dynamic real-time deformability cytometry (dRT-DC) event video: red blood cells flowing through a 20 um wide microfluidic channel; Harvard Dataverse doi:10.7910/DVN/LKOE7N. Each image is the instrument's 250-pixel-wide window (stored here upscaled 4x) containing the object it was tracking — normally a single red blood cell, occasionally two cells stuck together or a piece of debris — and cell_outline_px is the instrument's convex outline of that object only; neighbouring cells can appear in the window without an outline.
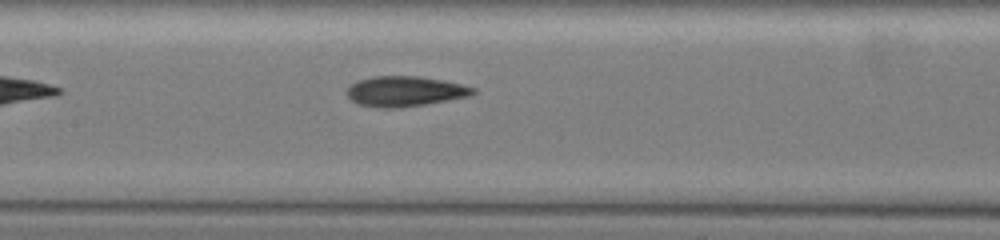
{"species": "common noctule bat (a hibernating species)", "species_latin": "Nyctalus noctula", "temperature_condition": "warm", "stored_images_in_passage": 14, "camera_frame_rate_fps": 3000, "um_per_image_px": 0.085, "animal": {"sex": "female", "body_mass_g": 19.5, "forearm_length_mm": 54.1}, "frame": {"image": 1, "passage_image": 7, "time_ms": 2.0, "image_size_px": [1000, 240], "cell_outline_px": [[476, 92], [468, 96], [424, 104], [396, 108], [380, 108], [360, 104], [352, 100], [344, 92], [356, 80], [372, 76], [420, 76], [444, 80], [476, 88]], "centroid_in_image_um": [34.39, 7.75], "position_along_channel_um": 173.0, "area_um2": 22.14}}